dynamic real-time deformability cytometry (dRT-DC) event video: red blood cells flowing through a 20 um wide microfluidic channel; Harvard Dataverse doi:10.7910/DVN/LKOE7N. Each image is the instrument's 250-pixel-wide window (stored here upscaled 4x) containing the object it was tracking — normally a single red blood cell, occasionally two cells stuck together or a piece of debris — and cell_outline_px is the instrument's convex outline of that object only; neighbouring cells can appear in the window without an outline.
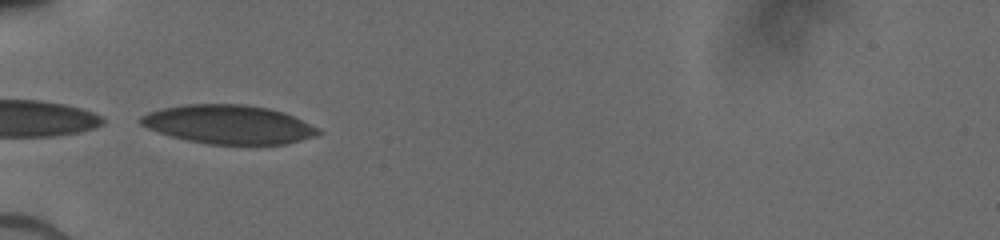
{"species": "human", "species_latin": "Homo sapiens", "temperature_condition": "cold", "stored_images_in_passage": 13, "camera_frame_rate_fps": 3000, "um_per_image_px": 0.085, "donor": {"sex": "male"}, "frame": {"image": 1, "passage_image": 1, "time_ms": 0.0, "image_size_px": [1000, 240], "cell_outline_px": [[324, 132], [300, 140], [284, 144], [208, 144], [188, 140], [172, 136], [148, 128], [140, 124], [140, 116], [148, 112], [164, 108], [184, 104], [248, 104], [268, 108], [284, 112], [320, 128]], "centroid_in_image_um": [19.45, 10.57], "position_along_channel_um": 65.5, "area_um2": 40.0}}
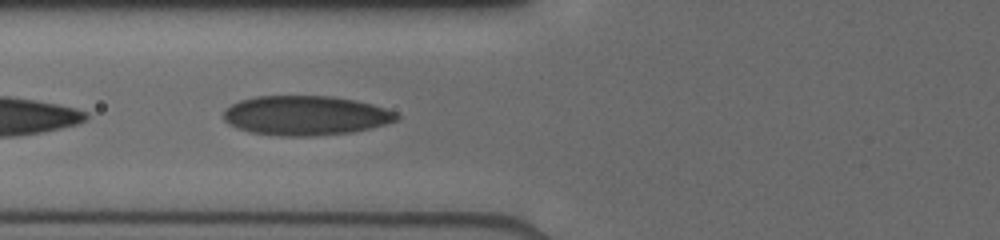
{"frame": {"image": 2, "passage_image": 6, "time_ms": 1.0, "image_size_px": [1000, 240], "cell_outline_px": [[400, 116], [396, 120], [384, 124], [352, 132], [316, 136], [280, 136], [248, 132], [236, 128], [228, 124], [224, 120], [224, 108], [240, 100], [256, 96], [332, 96], [356, 100], [372, 104], [396, 112]], "centroid_in_image_um": [25.93, 9.82], "position_along_channel_um": 99.9, "area_um2": 40.0}}